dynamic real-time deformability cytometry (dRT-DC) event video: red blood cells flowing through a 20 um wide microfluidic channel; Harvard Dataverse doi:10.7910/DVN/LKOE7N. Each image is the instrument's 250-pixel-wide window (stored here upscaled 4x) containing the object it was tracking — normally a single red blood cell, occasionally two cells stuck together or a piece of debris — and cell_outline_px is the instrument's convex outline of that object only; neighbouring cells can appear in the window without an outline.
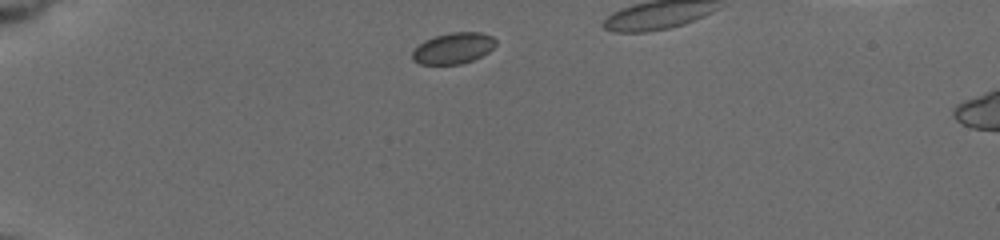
{"species": "common noctule bat (a hibernating species)", "species_latin": "Nyctalus noctula", "temperature_condition": "cold", "stored_images_in_passage": 5, "camera_frame_rate_fps": 3000, "um_per_image_px": 0.085, "animal": {"sex": "female", "body_mass_g": 19.5, "forearm_length_mm": 54.1}, "frame": {"image": 1, "passage_image": 2, "time_ms": 0.667, "image_size_px": [1000, 240], "cell_outline_px": [[496, 44], [488, 52], [472, 60], [460, 64], [420, 64], [412, 60], [412, 52], [424, 40], [436, 36], [452, 32], [480, 32], [492, 36], [496, 40]], "centroid_in_image_um": [38.53, 4.1], "position_along_channel_um": 46.5, "area_um2": 14.97}}